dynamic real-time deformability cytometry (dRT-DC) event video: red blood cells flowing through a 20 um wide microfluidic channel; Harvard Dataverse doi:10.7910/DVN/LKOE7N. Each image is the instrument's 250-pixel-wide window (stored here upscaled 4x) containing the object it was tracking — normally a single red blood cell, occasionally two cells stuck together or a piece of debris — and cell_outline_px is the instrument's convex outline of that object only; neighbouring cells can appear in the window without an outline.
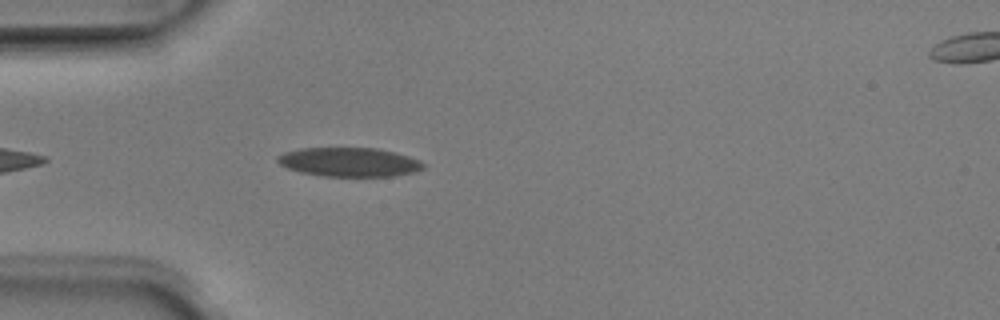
{"species": "Egyptian fruit bat (a non-hibernating species)", "species_latin": "Rousettus aegyptiacus", "temperature_condition": "room temperature", "stored_images_in_passage": 3, "camera_frame_rate_fps": 3000, "um_per_image_px": 0.085, "animal": {"sex": "male"}, "frame": {"image": 1, "passage_image": 3, "time_ms": 0.667, "image_size_px": [1000, 320], "cell_outline_px": [[424, 168], [416, 172], [396, 176], [324, 176], [300, 172], [288, 168], [280, 164], [276, 160], [276, 156], [284, 152], [300, 148], [376, 148], [396, 152], [420, 160], [424, 164]], "centroid_in_image_um": [29.7, 13.77], "position_along_channel_um": 55.3, "area_um2": 24.8}}